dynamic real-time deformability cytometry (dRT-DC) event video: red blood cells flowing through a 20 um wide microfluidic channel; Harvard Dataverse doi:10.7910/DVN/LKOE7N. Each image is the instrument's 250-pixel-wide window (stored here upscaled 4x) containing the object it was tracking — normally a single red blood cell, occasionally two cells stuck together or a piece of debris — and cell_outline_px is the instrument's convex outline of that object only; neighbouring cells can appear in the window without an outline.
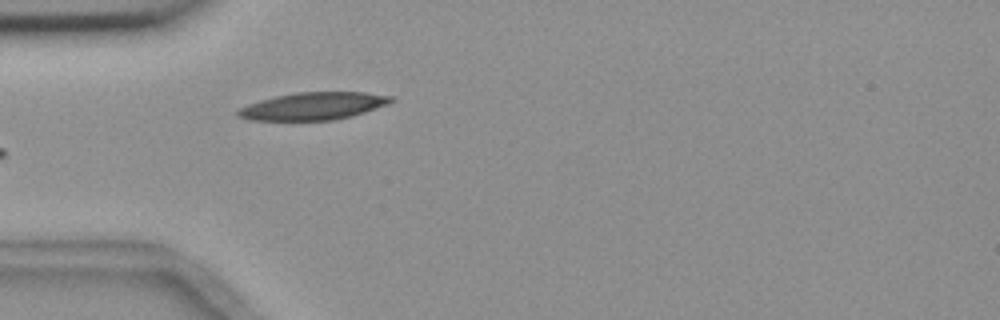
{"species": "common noctule bat (a hibernating species)", "species_latin": "Nyctalus noctula", "temperature_condition": "room temperature", "stored_images_in_passage": 6, "camera_frame_rate_fps": 3000, "um_per_image_px": 0.085, "animal": {"sex": "female", "body_mass_g": 18.4}, "frame": {"image": 1, "passage_image": 6, "time_ms": 6.0, "image_size_px": [1000, 320], "cell_outline_px": [[396, 100], [388, 104], [352, 116], [332, 120], [252, 120], [236, 116], [236, 112], [240, 108], [248, 104], [260, 100], [276, 96], [296, 92], [364, 92], [392, 96]], "centroid_in_image_um": [26.64, 9.01], "position_along_channel_um": 58.4, "area_um2": 24.45}}